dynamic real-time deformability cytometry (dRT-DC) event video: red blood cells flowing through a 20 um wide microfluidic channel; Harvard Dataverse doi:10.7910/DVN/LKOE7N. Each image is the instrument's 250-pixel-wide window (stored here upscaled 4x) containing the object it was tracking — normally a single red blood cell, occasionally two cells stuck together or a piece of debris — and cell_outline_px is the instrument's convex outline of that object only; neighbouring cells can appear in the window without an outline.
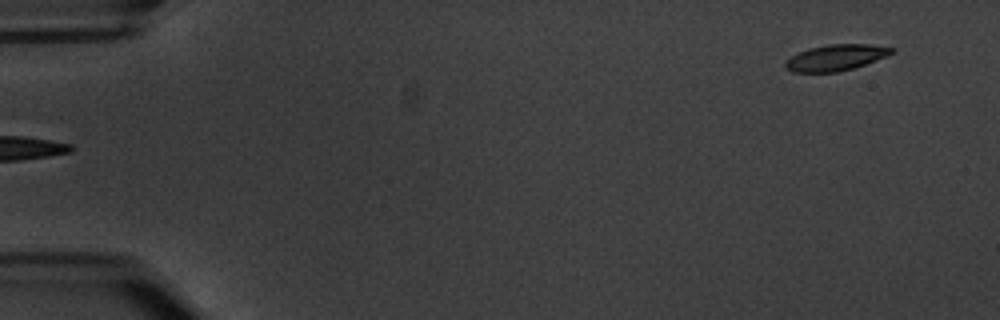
{"species": "common noctule bat (a hibernating species)", "species_latin": "Nyctalus noctula", "temperature_condition": "warm", "stored_images_in_passage": 6, "segment_of_instrument_passage": [1, 2], "camera_frame_rate_fps": 3000, "um_per_image_px": 0.085, "animal": {"sex": "male", "body_mass_g": 20.1, "forearm_length_mm": 53.5}, "frame": {"image": 1, "passage_image": 1, "time_ms": 0.0, "image_size_px": [1000, 320], "cell_outline_px": [[896, 48], [892, 52], [884, 56], [864, 64], [852, 68], [836, 72], [792, 72], [784, 68], [784, 60], [808, 48], [828, 44], [868, 44]], "centroid_in_image_um": [70.97, 4.89], "position_along_channel_um": 14.0, "area_um2": 15.95}}
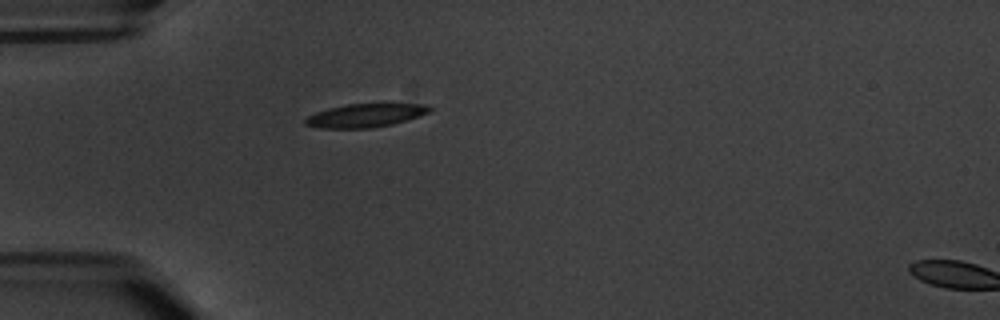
{"frame": {"image": 2, "passage_image": 5, "time_ms": 4.667, "image_size_px": [1000, 320], "cell_outline_px": [[436, 108], [420, 116], [408, 120], [392, 124], [372, 128], [320, 128], [304, 124], [304, 120], [308, 116], [316, 112], [328, 108], [348, 104], [388, 100], [428, 104]], "centroid_in_image_um": [31.22, 9.74], "position_along_channel_um": 53.8, "area_um2": 18.21}}